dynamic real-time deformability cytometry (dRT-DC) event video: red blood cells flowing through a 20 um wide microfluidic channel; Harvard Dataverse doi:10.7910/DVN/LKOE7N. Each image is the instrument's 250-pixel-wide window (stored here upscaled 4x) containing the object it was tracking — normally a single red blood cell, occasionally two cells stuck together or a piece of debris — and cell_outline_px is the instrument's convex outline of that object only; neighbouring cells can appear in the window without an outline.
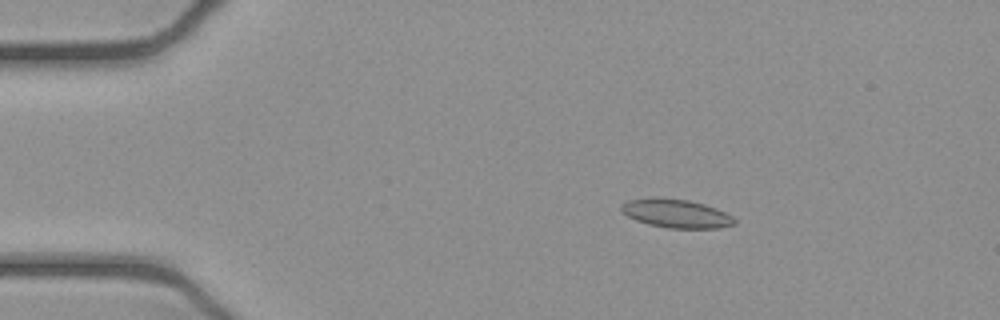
{"species": "common noctule bat (a hibernating species)", "species_latin": "Nyctalus noctula", "temperature_condition": "cold", "stored_images_in_passage": 52, "camera_frame_rate_fps": 3000, "um_per_image_px": 0.085, "animal": {"sex": "female", "body_mass_g": 21.9}, "frame": {"image": 1, "passage_image": 9, "time_ms": 2.667, "image_size_px": [1000, 320], "cell_outline_px": [[736, 224], [720, 228], [668, 228], [648, 224], [636, 220], [628, 216], [620, 208], [620, 204], [628, 200], [652, 196], [688, 200], [704, 204], [716, 208], [732, 216], [736, 220]], "centroid_in_image_um": [57.46, 18.13], "position_along_channel_um": 27.5, "area_um2": 19.02}}
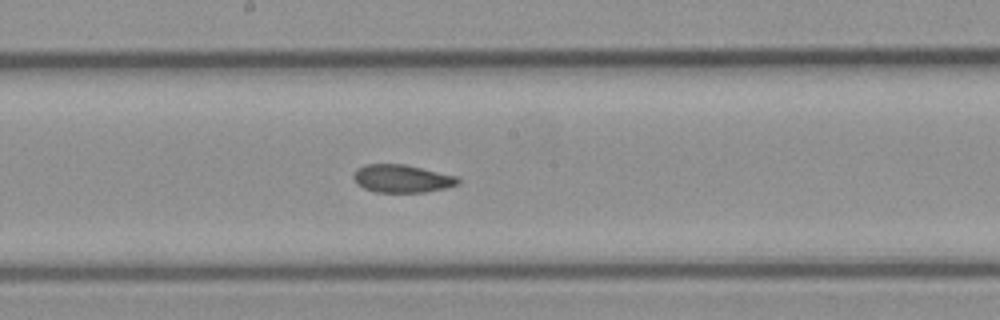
{"frame": {"image": 2, "passage_image": 28, "time_ms": 9.0, "image_size_px": [1000, 320], "cell_outline_px": [[460, 184], [444, 188], [424, 192], [376, 192], [364, 188], [356, 184], [352, 176], [356, 168], [364, 164], [404, 164], [456, 176], [460, 180]], "centroid_in_image_um": [34.12, 15.18], "position_along_channel_um": 214.1, "area_um2": 16.99}}
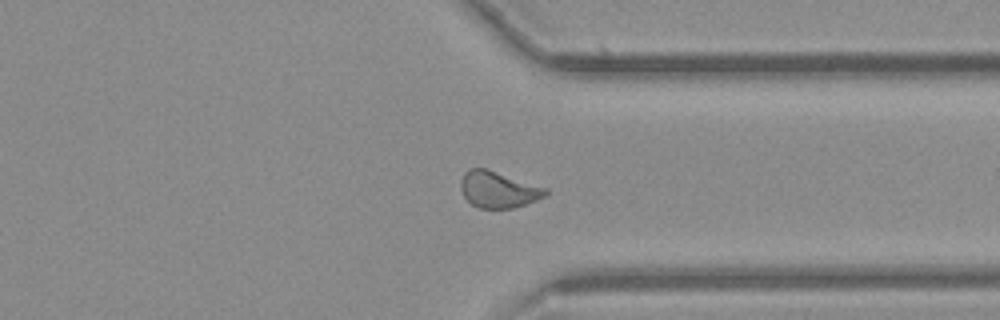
{"frame": {"image": 3, "passage_image": 40, "time_ms": 13.0, "image_size_px": [1000, 320], "cell_outline_px": [[548, 192], [544, 196], [536, 200], [512, 208], [480, 208], [472, 204], [464, 196], [460, 188], [460, 180], [464, 172], [472, 168], [488, 168], [548, 188]], "centroid_in_image_um": [42.35, 16.09], "position_along_channel_um": 369.1, "area_um2": 18.03}, "authors_computed_cell_mechanics": {"area_um2": 18.2937, "velocity_mm_per_s": 3.9004, "shape_relaxation_time_tau1_ms": null, "shape_relaxation_time_tau2_ms": 3.1537, "deformation_change_tau1": null, "deformation_change_tau2": 0.0679}}